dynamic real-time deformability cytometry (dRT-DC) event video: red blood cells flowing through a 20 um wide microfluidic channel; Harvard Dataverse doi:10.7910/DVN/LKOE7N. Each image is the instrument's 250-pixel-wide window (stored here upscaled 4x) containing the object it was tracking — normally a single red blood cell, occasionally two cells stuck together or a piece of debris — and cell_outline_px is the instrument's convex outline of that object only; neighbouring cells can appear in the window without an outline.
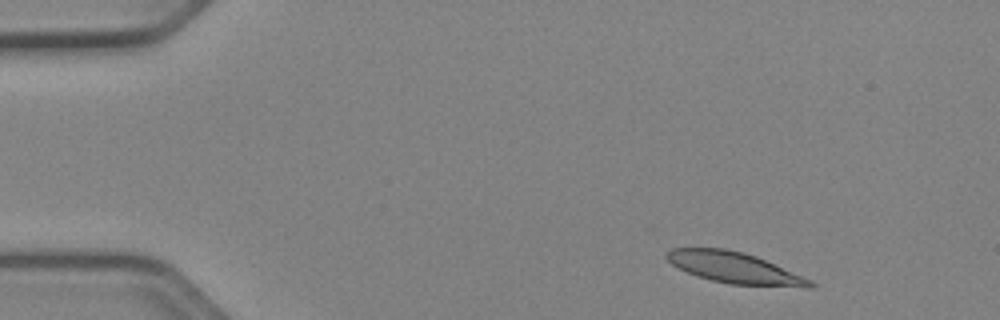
{"species": "Egyptian fruit bat (a non-hibernating species)", "species_latin": "Rousettus aegyptiacus", "temperature_condition": "cold", "stored_images_in_passage": 11, "camera_frame_rate_fps": 3000, "um_per_image_px": 0.085, "animal": {"sex": "female"}, "frame": {"image": 1, "passage_image": 4, "time_ms": 1.0, "image_size_px": [1000, 320], "cell_outline_px": [[816, 288], [808, 288], [728, 284], [696, 276], [672, 264], [664, 256], [664, 252], [672, 248], [724, 248], [744, 252], [756, 256], [812, 280], [816, 284]], "centroid_in_image_um": [62.46, 22.77], "position_along_channel_um": 22.5, "area_um2": 26.18}}